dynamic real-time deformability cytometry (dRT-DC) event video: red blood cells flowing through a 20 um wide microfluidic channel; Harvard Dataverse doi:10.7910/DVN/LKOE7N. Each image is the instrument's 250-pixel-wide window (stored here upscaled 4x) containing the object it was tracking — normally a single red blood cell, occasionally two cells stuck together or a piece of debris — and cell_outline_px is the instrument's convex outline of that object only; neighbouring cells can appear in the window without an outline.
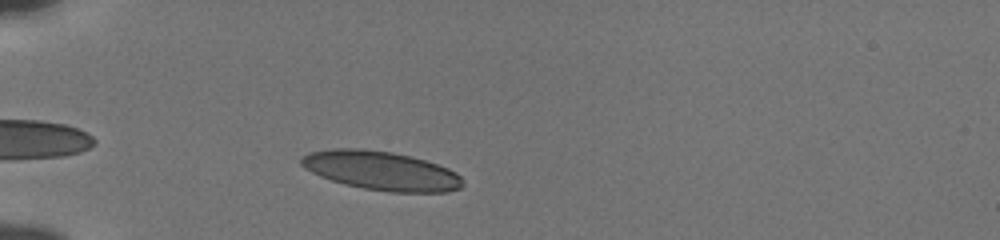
{"species": "human", "species_latin": "Homo sapiens", "temperature_condition": "cold", "stored_images_in_passage": 41, "camera_frame_rate_fps": 3000, "um_per_image_px": 0.085, "donor": {"sex": "male"}, "frame": {"image": 1, "passage_image": 6, "time_ms": 1.667, "image_size_px": [1000, 240], "cell_outline_px": [[464, 184], [460, 188], [448, 192], [388, 192], [364, 188], [344, 184], [320, 176], [304, 168], [300, 164], [300, 156], [308, 152], [332, 148], [360, 148], [392, 152], [412, 156], [448, 168], [456, 172], [460, 176]], "centroid_in_image_um": [32.38, 14.5], "position_along_channel_um": 52.6, "area_um2": 36.82}}
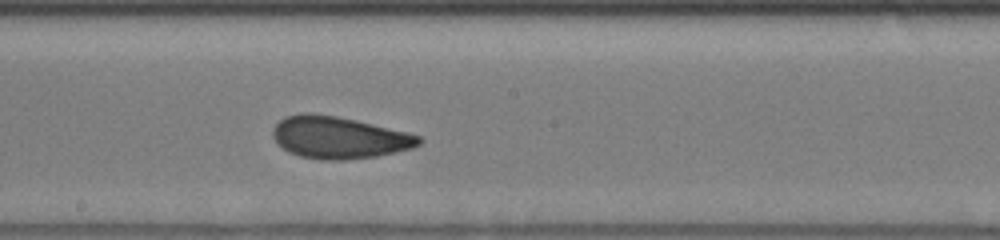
{"frame": {"image": 2, "passage_image": 21, "time_ms": 6.667, "image_size_px": [1000, 240], "cell_outline_px": [[424, 140], [420, 144], [412, 148], [376, 156], [344, 160], [320, 160], [300, 156], [288, 152], [272, 136], [272, 128], [284, 116], [304, 112], [312, 112], [336, 116], [356, 120], [408, 132], [420, 136]], "centroid_in_image_um": [28.8, 11.68], "position_along_channel_um": 219.4, "area_um2": 35.89}}
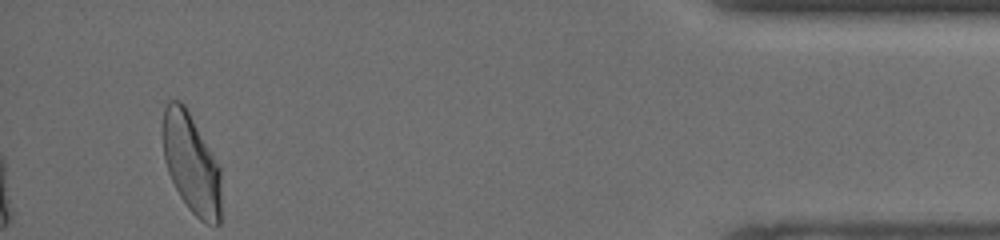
{"frame": {"image": 3, "passage_image": 41, "time_ms": 13.333, "image_size_px": [1000, 240], "cell_outline_px": [[220, 224], [208, 224], [200, 220], [188, 208], [180, 196], [168, 172], [164, 160], [164, 108], [168, 100], [180, 100], [184, 104], [220, 168]], "centroid_in_image_um": [16.26, 13.92], "position_along_channel_um": 418.9, "area_um2": 33.23}, "authors_computed_cell_mechanics": {"area_um2": 34.68, "velocity_mm_per_s": 3.8239, "shape_relaxation_time_tau1_ms": 6.4758, "shape_relaxation_time_tau2_ms": 1.1134, "deformation_change_tau1": 0.1702, "deformation_change_tau2": 0.0629}}